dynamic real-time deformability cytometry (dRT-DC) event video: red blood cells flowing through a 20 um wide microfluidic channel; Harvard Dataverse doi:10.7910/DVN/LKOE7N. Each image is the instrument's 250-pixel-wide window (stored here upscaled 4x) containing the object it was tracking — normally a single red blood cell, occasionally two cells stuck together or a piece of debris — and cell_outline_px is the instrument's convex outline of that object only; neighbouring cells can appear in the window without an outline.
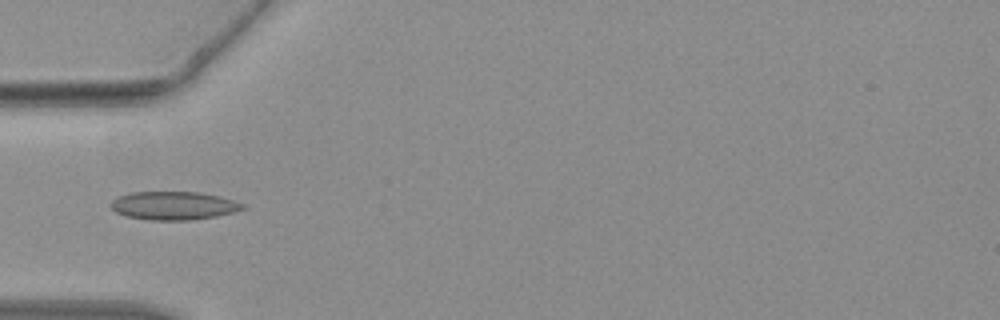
{"species": "common noctule bat (a hibernating species)", "species_latin": "Nyctalus noctula", "temperature_condition": "warm", "stored_images_in_passage": 33, "camera_frame_rate_fps": 3000, "um_per_image_px": 0.085, "animal": {"sex": "female", "body_mass_g": 19.3, "forearm_length_mm": 54.1}, "frame": {"image": 1, "passage_image": 3, "time_ms": 0.667, "image_size_px": [1000, 320], "cell_outline_px": [[244, 208], [232, 212], [216, 216], [192, 220], [152, 220], [128, 216], [116, 212], [108, 204], [116, 196], [132, 192], [196, 192], [220, 196], [244, 204]], "centroid_in_image_um": [14.71, 17.47], "position_along_channel_um": 70.3, "area_um2": 21.62}}
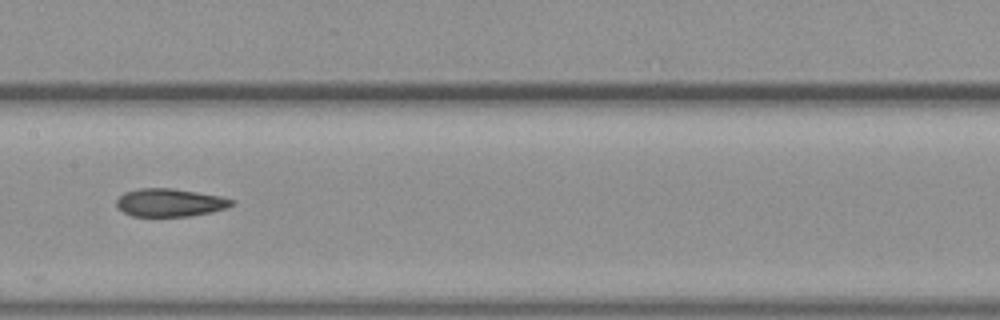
{"frame": {"image": 2, "passage_image": 11, "time_ms": 3.333, "image_size_px": [1000, 320], "cell_outline_px": [[236, 204], [228, 208], [212, 212], [188, 216], [132, 216], [124, 212], [116, 204], [116, 200], [124, 192], [140, 188], [172, 188], [220, 196], [236, 200]], "centroid_in_image_um": [14.49, 17.22], "position_along_channel_um": 192.9, "area_um2": 18.84}}
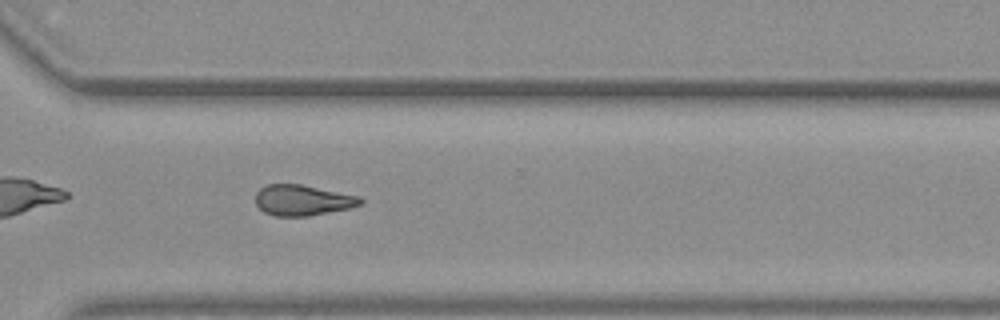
{"frame": {"image": 3, "passage_image": 21, "time_ms": 6.667, "image_size_px": [1000, 320], "cell_outline_px": [[364, 204], [352, 208], [308, 216], [276, 216], [264, 212], [256, 204], [256, 192], [260, 188], [268, 184], [300, 184], [360, 196], [364, 200]], "centroid_in_image_um": [25.76, 17.02], "position_along_channel_um": 344.8, "area_um2": 18.9}}